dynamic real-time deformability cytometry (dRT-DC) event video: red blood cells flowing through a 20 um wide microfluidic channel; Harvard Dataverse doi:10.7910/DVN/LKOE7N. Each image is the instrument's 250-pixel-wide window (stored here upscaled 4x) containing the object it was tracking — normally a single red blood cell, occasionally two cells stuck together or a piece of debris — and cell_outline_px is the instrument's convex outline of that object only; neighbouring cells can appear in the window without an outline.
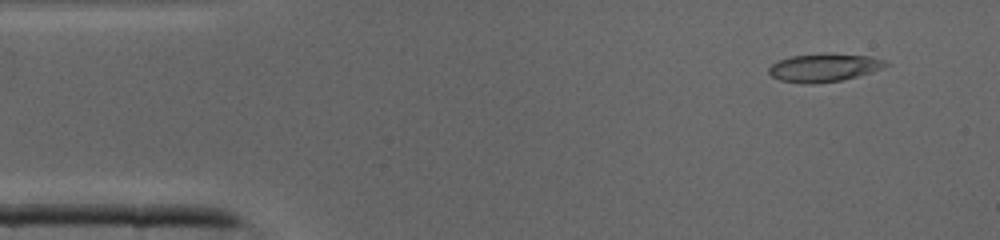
{"species": "common noctule bat (a hibernating species)", "species_latin": "Nyctalus noctula", "temperature_condition": "cold", "stored_images_in_passage": 41, "camera_frame_rate_fps": 3000, "um_per_image_px": 0.085, "animal": {"sex": "male", "body_mass_g": 19.0, "forearm_length_mm": 50.8}, "frame": {"image": 1, "passage_image": 3, "time_ms": 0.667, "image_size_px": [1000, 240], "cell_outline_px": [[892, 64], [872, 72], [840, 80], [804, 84], [780, 80], [772, 76], [768, 72], [768, 68], [772, 64], [780, 60], [792, 56], [868, 56], [884, 60]], "centroid_in_image_um": [70.03, 5.79], "position_along_channel_um": 15.0, "area_um2": 18.03}}
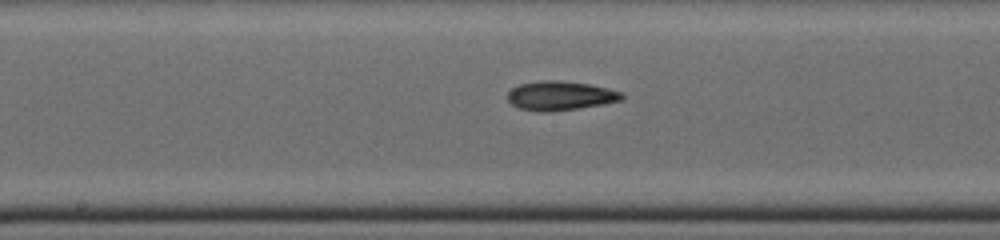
{"frame": {"image": 2, "passage_image": 20, "time_ms": 6.333, "image_size_px": [1000, 240], "cell_outline_px": [[624, 96], [620, 100], [604, 104], [552, 112], [540, 112], [520, 108], [512, 104], [508, 100], [508, 92], [512, 88], [520, 84], [544, 80], [556, 80], [588, 84], [608, 88], [624, 92]], "centroid_in_image_um": [47.64, 8.14], "position_along_channel_um": 200.6, "area_um2": 19.36}}
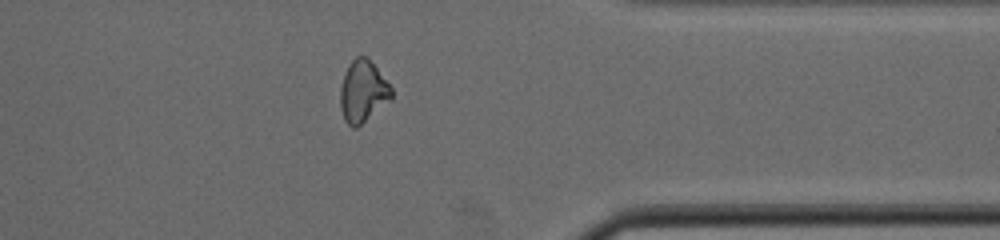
{"frame": {"image": 3, "passage_image": 32, "time_ms": 10.333, "image_size_px": [1000, 240], "cell_outline_px": [[392, 100], [356, 128], [352, 128], [344, 120], [340, 108], [340, 88], [344, 72], [348, 64], [356, 56], [368, 56], [392, 88]], "centroid_in_image_um": [30.84, 7.77], "position_along_channel_um": 380.6, "area_um2": 18.73}}